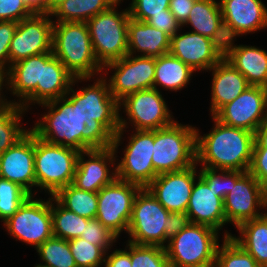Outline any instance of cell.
Wrapping results in <instances>:
<instances>
[{
	"label": "cell",
	"instance_id": "13",
	"mask_svg": "<svg viewBox=\"0 0 267 267\" xmlns=\"http://www.w3.org/2000/svg\"><path fill=\"white\" fill-rule=\"evenodd\" d=\"M230 189L223 200L226 225L232 223L237 228L243 222L264 214L265 190L252 174L232 171Z\"/></svg>",
	"mask_w": 267,
	"mask_h": 267
},
{
	"label": "cell",
	"instance_id": "42",
	"mask_svg": "<svg viewBox=\"0 0 267 267\" xmlns=\"http://www.w3.org/2000/svg\"><path fill=\"white\" fill-rule=\"evenodd\" d=\"M200 168L199 176L217 193V196L224 200L232 187V171Z\"/></svg>",
	"mask_w": 267,
	"mask_h": 267
},
{
	"label": "cell",
	"instance_id": "11",
	"mask_svg": "<svg viewBox=\"0 0 267 267\" xmlns=\"http://www.w3.org/2000/svg\"><path fill=\"white\" fill-rule=\"evenodd\" d=\"M3 226L10 237L36 249L54 236L51 196L44 200L30 195Z\"/></svg>",
	"mask_w": 267,
	"mask_h": 267
},
{
	"label": "cell",
	"instance_id": "12",
	"mask_svg": "<svg viewBox=\"0 0 267 267\" xmlns=\"http://www.w3.org/2000/svg\"><path fill=\"white\" fill-rule=\"evenodd\" d=\"M155 64V57L127 54L105 64L102 67L105 72L101 75L107 81L111 95L120 102L132 93L154 88ZM107 71L114 73L108 78Z\"/></svg>",
	"mask_w": 267,
	"mask_h": 267
},
{
	"label": "cell",
	"instance_id": "52",
	"mask_svg": "<svg viewBox=\"0 0 267 267\" xmlns=\"http://www.w3.org/2000/svg\"><path fill=\"white\" fill-rule=\"evenodd\" d=\"M253 149H267V118L254 133Z\"/></svg>",
	"mask_w": 267,
	"mask_h": 267
},
{
	"label": "cell",
	"instance_id": "50",
	"mask_svg": "<svg viewBox=\"0 0 267 267\" xmlns=\"http://www.w3.org/2000/svg\"><path fill=\"white\" fill-rule=\"evenodd\" d=\"M196 0H170L169 10L182 26L189 17Z\"/></svg>",
	"mask_w": 267,
	"mask_h": 267
},
{
	"label": "cell",
	"instance_id": "31",
	"mask_svg": "<svg viewBox=\"0 0 267 267\" xmlns=\"http://www.w3.org/2000/svg\"><path fill=\"white\" fill-rule=\"evenodd\" d=\"M74 78L53 52L44 53L42 103L65 96Z\"/></svg>",
	"mask_w": 267,
	"mask_h": 267
},
{
	"label": "cell",
	"instance_id": "4",
	"mask_svg": "<svg viewBox=\"0 0 267 267\" xmlns=\"http://www.w3.org/2000/svg\"><path fill=\"white\" fill-rule=\"evenodd\" d=\"M161 93L155 88L140 90L119 102L120 111L123 109L127 117L125 119L120 113V128L114 135L112 145L116 154L119 153L118 147L122 144L124 133L128 132L129 124L133 130H157L175 121Z\"/></svg>",
	"mask_w": 267,
	"mask_h": 267
},
{
	"label": "cell",
	"instance_id": "25",
	"mask_svg": "<svg viewBox=\"0 0 267 267\" xmlns=\"http://www.w3.org/2000/svg\"><path fill=\"white\" fill-rule=\"evenodd\" d=\"M212 72L210 114L214 116L223 106L234 101L251 85L224 57L210 70Z\"/></svg>",
	"mask_w": 267,
	"mask_h": 267
},
{
	"label": "cell",
	"instance_id": "53",
	"mask_svg": "<svg viewBox=\"0 0 267 267\" xmlns=\"http://www.w3.org/2000/svg\"><path fill=\"white\" fill-rule=\"evenodd\" d=\"M34 13H44V0H24Z\"/></svg>",
	"mask_w": 267,
	"mask_h": 267
},
{
	"label": "cell",
	"instance_id": "8",
	"mask_svg": "<svg viewBox=\"0 0 267 267\" xmlns=\"http://www.w3.org/2000/svg\"><path fill=\"white\" fill-rule=\"evenodd\" d=\"M47 112L30 129L37 137L51 144H57L82 151V131L85 121L77 107L65 97H60L39 105Z\"/></svg>",
	"mask_w": 267,
	"mask_h": 267
},
{
	"label": "cell",
	"instance_id": "30",
	"mask_svg": "<svg viewBox=\"0 0 267 267\" xmlns=\"http://www.w3.org/2000/svg\"><path fill=\"white\" fill-rule=\"evenodd\" d=\"M194 72L183 61L170 53L156 57L154 88L159 90V87H163V90L167 91H181L184 87L187 88Z\"/></svg>",
	"mask_w": 267,
	"mask_h": 267
},
{
	"label": "cell",
	"instance_id": "38",
	"mask_svg": "<svg viewBox=\"0 0 267 267\" xmlns=\"http://www.w3.org/2000/svg\"><path fill=\"white\" fill-rule=\"evenodd\" d=\"M69 247L77 267H102L112 248L96 246L80 237L69 240Z\"/></svg>",
	"mask_w": 267,
	"mask_h": 267
},
{
	"label": "cell",
	"instance_id": "32",
	"mask_svg": "<svg viewBox=\"0 0 267 267\" xmlns=\"http://www.w3.org/2000/svg\"><path fill=\"white\" fill-rule=\"evenodd\" d=\"M118 0H65L52 13L54 22H87Z\"/></svg>",
	"mask_w": 267,
	"mask_h": 267
},
{
	"label": "cell",
	"instance_id": "35",
	"mask_svg": "<svg viewBox=\"0 0 267 267\" xmlns=\"http://www.w3.org/2000/svg\"><path fill=\"white\" fill-rule=\"evenodd\" d=\"M27 110L19 104H13L10 108L0 113V153L5 152L11 146L22 139L30 129L20 124Z\"/></svg>",
	"mask_w": 267,
	"mask_h": 267
},
{
	"label": "cell",
	"instance_id": "10",
	"mask_svg": "<svg viewBox=\"0 0 267 267\" xmlns=\"http://www.w3.org/2000/svg\"><path fill=\"white\" fill-rule=\"evenodd\" d=\"M169 214L147 188H141L133 202L127 241L136 245L165 248V229Z\"/></svg>",
	"mask_w": 267,
	"mask_h": 267
},
{
	"label": "cell",
	"instance_id": "49",
	"mask_svg": "<svg viewBox=\"0 0 267 267\" xmlns=\"http://www.w3.org/2000/svg\"><path fill=\"white\" fill-rule=\"evenodd\" d=\"M126 247L122 249H115L113 252L106 253L105 267H132L131 263V243L126 241Z\"/></svg>",
	"mask_w": 267,
	"mask_h": 267
},
{
	"label": "cell",
	"instance_id": "56",
	"mask_svg": "<svg viewBox=\"0 0 267 267\" xmlns=\"http://www.w3.org/2000/svg\"><path fill=\"white\" fill-rule=\"evenodd\" d=\"M34 267H45V266L38 265V264L36 263Z\"/></svg>",
	"mask_w": 267,
	"mask_h": 267
},
{
	"label": "cell",
	"instance_id": "40",
	"mask_svg": "<svg viewBox=\"0 0 267 267\" xmlns=\"http://www.w3.org/2000/svg\"><path fill=\"white\" fill-rule=\"evenodd\" d=\"M132 267H170L166 249L160 246L131 243Z\"/></svg>",
	"mask_w": 267,
	"mask_h": 267
},
{
	"label": "cell",
	"instance_id": "36",
	"mask_svg": "<svg viewBox=\"0 0 267 267\" xmlns=\"http://www.w3.org/2000/svg\"><path fill=\"white\" fill-rule=\"evenodd\" d=\"M224 231L223 244L218 246L214 267H261L248 252L231 238V232Z\"/></svg>",
	"mask_w": 267,
	"mask_h": 267
},
{
	"label": "cell",
	"instance_id": "7",
	"mask_svg": "<svg viewBox=\"0 0 267 267\" xmlns=\"http://www.w3.org/2000/svg\"><path fill=\"white\" fill-rule=\"evenodd\" d=\"M219 233L203 224L185 227L165 247L170 267H214Z\"/></svg>",
	"mask_w": 267,
	"mask_h": 267
},
{
	"label": "cell",
	"instance_id": "21",
	"mask_svg": "<svg viewBox=\"0 0 267 267\" xmlns=\"http://www.w3.org/2000/svg\"><path fill=\"white\" fill-rule=\"evenodd\" d=\"M196 166L199 164L157 175L146 188L170 213L186 212L192 187L199 177Z\"/></svg>",
	"mask_w": 267,
	"mask_h": 267
},
{
	"label": "cell",
	"instance_id": "55",
	"mask_svg": "<svg viewBox=\"0 0 267 267\" xmlns=\"http://www.w3.org/2000/svg\"><path fill=\"white\" fill-rule=\"evenodd\" d=\"M265 209H267V189L265 190ZM265 213H267V211H263Z\"/></svg>",
	"mask_w": 267,
	"mask_h": 267
},
{
	"label": "cell",
	"instance_id": "46",
	"mask_svg": "<svg viewBox=\"0 0 267 267\" xmlns=\"http://www.w3.org/2000/svg\"><path fill=\"white\" fill-rule=\"evenodd\" d=\"M248 172L267 189V149H253Z\"/></svg>",
	"mask_w": 267,
	"mask_h": 267
},
{
	"label": "cell",
	"instance_id": "45",
	"mask_svg": "<svg viewBox=\"0 0 267 267\" xmlns=\"http://www.w3.org/2000/svg\"><path fill=\"white\" fill-rule=\"evenodd\" d=\"M17 26L18 22L0 21V72L9 69V46Z\"/></svg>",
	"mask_w": 267,
	"mask_h": 267
},
{
	"label": "cell",
	"instance_id": "47",
	"mask_svg": "<svg viewBox=\"0 0 267 267\" xmlns=\"http://www.w3.org/2000/svg\"><path fill=\"white\" fill-rule=\"evenodd\" d=\"M146 23L165 32L169 37L182 30V26L169 9L165 10V14L152 15Z\"/></svg>",
	"mask_w": 267,
	"mask_h": 267
},
{
	"label": "cell",
	"instance_id": "16",
	"mask_svg": "<svg viewBox=\"0 0 267 267\" xmlns=\"http://www.w3.org/2000/svg\"><path fill=\"white\" fill-rule=\"evenodd\" d=\"M53 25L47 13H34L18 22L9 46V67L30 56L52 52Z\"/></svg>",
	"mask_w": 267,
	"mask_h": 267
},
{
	"label": "cell",
	"instance_id": "44",
	"mask_svg": "<svg viewBox=\"0 0 267 267\" xmlns=\"http://www.w3.org/2000/svg\"><path fill=\"white\" fill-rule=\"evenodd\" d=\"M33 14L24 0H0V21L20 22Z\"/></svg>",
	"mask_w": 267,
	"mask_h": 267
},
{
	"label": "cell",
	"instance_id": "20",
	"mask_svg": "<svg viewBox=\"0 0 267 267\" xmlns=\"http://www.w3.org/2000/svg\"><path fill=\"white\" fill-rule=\"evenodd\" d=\"M44 53L30 56L10 65L7 71L8 91L18 98L24 110L42 104Z\"/></svg>",
	"mask_w": 267,
	"mask_h": 267
},
{
	"label": "cell",
	"instance_id": "24",
	"mask_svg": "<svg viewBox=\"0 0 267 267\" xmlns=\"http://www.w3.org/2000/svg\"><path fill=\"white\" fill-rule=\"evenodd\" d=\"M186 213L193 224L207 225L219 232L226 225L223 199L200 176L192 187Z\"/></svg>",
	"mask_w": 267,
	"mask_h": 267
},
{
	"label": "cell",
	"instance_id": "19",
	"mask_svg": "<svg viewBox=\"0 0 267 267\" xmlns=\"http://www.w3.org/2000/svg\"><path fill=\"white\" fill-rule=\"evenodd\" d=\"M180 31L170 37L169 53L195 72H208L224 57V50L214 40L190 30Z\"/></svg>",
	"mask_w": 267,
	"mask_h": 267
},
{
	"label": "cell",
	"instance_id": "34",
	"mask_svg": "<svg viewBox=\"0 0 267 267\" xmlns=\"http://www.w3.org/2000/svg\"><path fill=\"white\" fill-rule=\"evenodd\" d=\"M51 215L54 237L67 241L79 238L89 221L88 218L63 207L53 196H51Z\"/></svg>",
	"mask_w": 267,
	"mask_h": 267
},
{
	"label": "cell",
	"instance_id": "51",
	"mask_svg": "<svg viewBox=\"0 0 267 267\" xmlns=\"http://www.w3.org/2000/svg\"><path fill=\"white\" fill-rule=\"evenodd\" d=\"M8 90V80L7 74L0 72V113L10 108L14 103L17 104V101L14 100H7L6 95H4L3 90ZM3 94V95H2Z\"/></svg>",
	"mask_w": 267,
	"mask_h": 267
},
{
	"label": "cell",
	"instance_id": "6",
	"mask_svg": "<svg viewBox=\"0 0 267 267\" xmlns=\"http://www.w3.org/2000/svg\"><path fill=\"white\" fill-rule=\"evenodd\" d=\"M118 0L109 9L95 15L86 23L97 61L104 66L128 54V8L121 10Z\"/></svg>",
	"mask_w": 267,
	"mask_h": 267
},
{
	"label": "cell",
	"instance_id": "18",
	"mask_svg": "<svg viewBox=\"0 0 267 267\" xmlns=\"http://www.w3.org/2000/svg\"><path fill=\"white\" fill-rule=\"evenodd\" d=\"M117 157L112 146L79 152L72 184L85 191L99 192L116 178Z\"/></svg>",
	"mask_w": 267,
	"mask_h": 267
},
{
	"label": "cell",
	"instance_id": "29",
	"mask_svg": "<svg viewBox=\"0 0 267 267\" xmlns=\"http://www.w3.org/2000/svg\"><path fill=\"white\" fill-rule=\"evenodd\" d=\"M235 240L261 267H267V213L243 222L237 227Z\"/></svg>",
	"mask_w": 267,
	"mask_h": 267
},
{
	"label": "cell",
	"instance_id": "41",
	"mask_svg": "<svg viewBox=\"0 0 267 267\" xmlns=\"http://www.w3.org/2000/svg\"><path fill=\"white\" fill-rule=\"evenodd\" d=\"M170 0H132L128 11L132 19L146 22L152 15L165 14Z\"/></svg>",
	"mask_w": 267,
	"mask_h": 267
},
{
	"label": "cell",
	"instance_id": "26",
	"mask_svg": "<svg viewBox=\"0 0 267 267\" xmlns=\"http://www.w3.org/2000/svg\"><path fill=\"white\" fill-rule=\"evenodd\" d=\"M229 40L224 58L233 65L252 86L267 88V51L251 45H235Z\"/></svg>",
	"mask_w": 267,
	"mask_h": 267
},
{
	"label": "cell",
	"instance_id": "2",
	"mask_svg": "<svg viewBox=\"0 0 267 267\" xmlns=\"http://www.w3.org/2000/svg\"><path fill=\"white\" fill-rule=\"evenodd\" d=\"M211 118L214 126L209 133L202 136L196 128V163L209 169L248 172L254 133Z\"/></svg>",
	"mask_w": 267,
	"mask_h": 267
},
{
	"label": "cell",
	"instance_id": "54",
	"mask_svg": "<svg viewBox=\"0 0 267 267\" xmlns=\"http://www.w3.org/2000/svg\"><path fill=\"white\" fill-rule=\"evenodd\" d=\"M65 0H44V13L51 14Z\"/></svg>",
	"mask_w": 267,
	"mask_h": 267
},
{
	"label": "cell",
	"instance_id": "17",
	"mask_svg": "<svg viewBox=\"0 0 267 267\" xmlns=\"http://www.w3.org/2000/svg\"><path fill=\"white\" fill-rule=\"evenodd\" d=\"M214 117L225 125L255 133L267 118V88L251 85Z\"/></svg>",
	"mask_w": 267,
	"mask_h": 267
},
{
	"label": "cell",
	"instance_id": "9",
	"mask_svg": "<svg viewBox=\"0 0 267 267\" xmlns=\"http://www.w3.org/2000/svg\"><path fill=\"white\" fill-rule=\"evenodd\" d=\"M79 151L51 144L34 134V168L37 191L53 196L73 182Z\"/></svg>",
	"mask_w": 267,
	"mask_h": 267
},
{
	"label": "cell",
	"instance_id": "37",
	"mask_svg": "<svg viewBox=\"0 0 267 267\" xmlns=\"http://www.w3.org/2000/svg\"><path fill=\"white\" fill-rule=\"evenodd\" d=\"M35 250L41 259L38 265L45 267H77L67 240L53 236Z\"/></svg>",
	"mask_w": 267,
	"mask_h": 267
},
{
	"label": "cell",
	"instance_id": "5",
	"mask_svg": "<svg viewBox=\"0 0 267 267\" xmlns=\"http://www.w3.org/2000/svg\"><path fill=\"white\" fill-rule=\"evenodd\" d=\"M178 122L154 130L152 163L156 175L196 164V127Z\"/></svg>",
	"mask_w": 267,
	"mask_h": 267
},
{
	"label": "cell",
	"instance_id": "23",
	"mask_svg": "<svg viewBox=\"0 0 267 267\" xmlns=\"http://www.w3.org/2000/svg\"><path fill=\"white\" fill-rule=\"evenodd\" d=\"M0 177L19 184L30 195H37V191L32 190L36 188V176L34 133L31 130L15 145L0 153Z\"/></svg>",
	"mask_w": 267,
	"mask_h": 267
},
{
	"label": "cell",
	"instance_id": "1",
	"mask_svg": "<svg viewBox=\"0 0 267 267\" xmlns=\"http://www.w3.org/2000/svg\"><path fill=\"white\" fill-rule=\"evenodd\" d=\"M97 78V79H96ZM94 78H74L65 97L77 107L85 121L82 131V151L104 149L113 145L114 135L120 128L119 102L111 95L107 81L102 75L95 77L93 84L73 89L76 83Z\"/></svg>",
	"mask_w": 267,
	"mask_h": 267
},
{
	"label": "cell",
	"instance_id": "39",
	"mask_svg": "<svg viewBox=\"0 0 267 267\" xmlns=\"http://www.w3.org/2000/svg\"><path fill=\"white\" fill-rule=\"evenodd\" d=\"M29 196L19 184L0 177V222L14 215Z\"/></svg>",
	"mask_w": 267,
	"mask_h": 267
},
{
	"label": "cell",
	"instance_id": "22",
	"mask_svg": "<svg viewBox=\"0 0 267 267\" xmlns=\"http://www.w3.org/2000/svg\"><path fill=\"white\" fill-rule=\"evenodd\" d=\"M229 40L267 28V7L261 0H219Z\"/></svg>",
	"mask_w": 267,
	"mask_h": 267
},
{
	"label": "cell",
	"instance_id": "28",
	"mask_svg": "<svg viewBox=\"0 0 267 267\" xmlns=\"http://www.w3.org/2000/svg\"><path fill=\"white\" fill-rule=\"evenodd\" d=\"M170 37L143 21L130 17L128 22V54L160 57L169 53ZM138 53V54H137Z\"/></svg>",
	"mask_w": 267,
	"mask_h": 267
},
{
	"label": "cell",
	"instance_id": "43",
	"mask_svg": "<svg viewBox=\"0 0 267 267\" xmlns=\"http://www.w3.org/2000/svg\"><path fill=\"white\" fill-rule=\"evenodd\" d=\"M80 238L99 247H112L118 239L96 218L89 219Z\"/></svg>",
	"mask_w": 267,
	"mask_h": 267
},
{
	"label": "cell",
	"instance_id": "27",
	"mask_svg": "<svg viewBox=\"0 0 267 267\" xmlns=\"http://www.w3.org/2000/svg\"><path fill=\"white\" fill-rule=\"evenodd\" d=\"M186 25H191L192 32L214 40L225 50L229 39L224 30L219 1L196 0L182 28Z\"/></svg>",
	"mask_w": 267,
	"mask_h": 267
},
{
	"label": "cell",
	"instance_id": "33",
	"mask_svg": "<svg viewBox=\"0 0 267 267\" xmlns=\"http://www.w3.org/2000/svg\"><path fill=\"white\" fill-rule=\"evenodd\" d=\"M53 197L66 209L88 219L96 218L98 192L77 188L72 183L60 188Z\"/></svg>",
	"mask_w": 267,
	"mask_h": 267
},
{
	"label": "cell",
	"instance_id": "3",
	"mask_svg": "<svg viewBox=\"0 0 267 267\" xmlns=\"http://www.w3.org/2000/svg\"><path fill=\"white\" fill-rule=\"evenodd\" d=\"M52 52L75 78H93L104 72L86 22H54Z\"/></svg>",
	"mask_w": 267,
	"mask_h": 267
},
{
	"label": "cell",
	"instance_id": "48",
	"mask_svg": "<svg viewBox=\"0 0 267 267\" xmlns=\"http://www.w3.org/2000/svg\"><path fill=\"white\" fill-rule=\"evenodd\" d=\"M189 215L186 212H174L168 215V226L165 229V247L177 233L191 224Z\"/></svg>",
	"mask_w": 267,
	"mask_h": 267
},
{
	"label": "cell",
	"instance_id": "15",
	"mask_svg": "<svg viewBox=\"0 0 267 267\" xmlns=\"http://www.w3.org/2000/svg\"><path fill=\"white\" fill-rule=\"evenodd\" d=\"M123 157L116 161V177L146 188L157 176L152 163L154 130H132Z\"/></svg>",
	"mask_w": 267,
	"mask_h": 267
},
{
	"label": "cell",
	"instance_id": "14",
	"mask_svg": "<svg viewBox=\"0 0 267 267\" xmlns=\"http://www.w3.org/2000/svg\"><path fill=\"white\" fill-rule=\"evenodd\" d=\"M140 186L117 177L98 192L96 219L117 238L128 226L132 215L133 202Z\"/></svg>",
	"mask_w": 267,
	"mask_h": 267
}]
</instances>
